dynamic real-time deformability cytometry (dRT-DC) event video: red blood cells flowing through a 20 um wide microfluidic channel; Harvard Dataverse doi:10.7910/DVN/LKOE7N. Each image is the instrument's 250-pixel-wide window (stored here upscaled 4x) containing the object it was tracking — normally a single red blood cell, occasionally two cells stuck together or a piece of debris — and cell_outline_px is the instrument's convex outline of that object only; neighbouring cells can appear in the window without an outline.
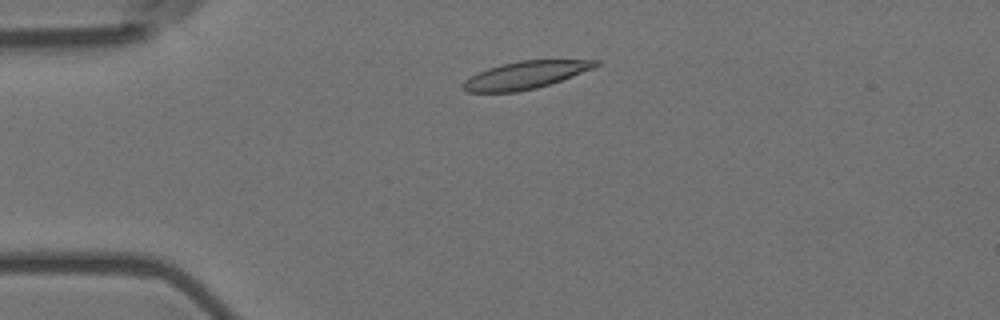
{"species": "Egyptian fruit bat (a non-hibernating species)", "species_latin": "Rousettus aegyptiacus", "temperature_condition": "room temperature", "stored_images_in_passage": 2, "camera_frame_rate_fps": 3000, "um_per_image_px": 0.085, "animal": {"sex": "female"}, "frame": {"image": 1, "passage_image": 1, "time_ms": 0.0, "image_size_px": [1000, 320], "cell_outline_px": [[600, 64], [592, 68], [552, 84], [536, 88], [516, 92], [468, 92], [460, 88], [460, 84], [464, 80], [488, 68], [500, 64], [520, 60], [600, 60]], "centroid_in_image_um": [44.62, 6.39], "position_along_channel_um": 40.4, "area_um2": 21.27}}